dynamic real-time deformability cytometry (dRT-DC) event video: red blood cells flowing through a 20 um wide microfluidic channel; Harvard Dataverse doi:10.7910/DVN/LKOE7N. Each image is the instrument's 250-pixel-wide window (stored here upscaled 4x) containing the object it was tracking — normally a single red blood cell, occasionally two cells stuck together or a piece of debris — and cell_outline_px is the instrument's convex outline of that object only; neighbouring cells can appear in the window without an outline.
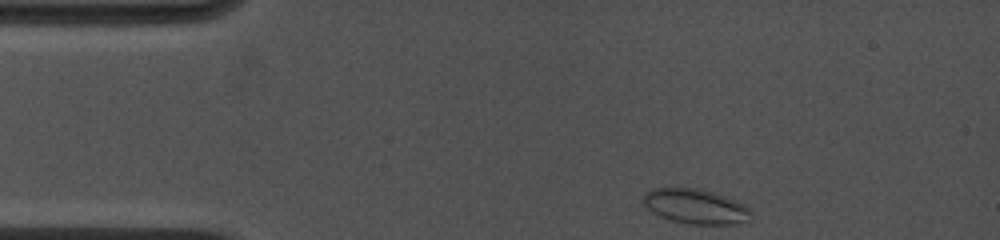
{"species": "common noctule bat (a hibernating species)", "species_latin": "Nyctalus noctula", "temperature_condition": "cold", "stored_images_in_passage": 35, "camera_frame_rate_fps": 4500, "um_per_image_px": 0.085, "animal": {"sex": "female", "body_mass_g": 19.0, "forearm_length_mm": 53.3}, "frame": {"image": 1, "passage_image": 1, "time_ms": 0.0, "image_size_px": [1000, 240], "cell_outline_px": [[752, 220], [732, 224], [692, 224], [672, 220], [660, 216], [648, 208], [644, 204], [644, 196], [652, 188], [700, 188], [736, 200], [744, 204], [748, 208]], "centroid_in_image_um": [59.15, 17.54], "position_along_channel_um": 25.8, "area_um2": 21.56}}
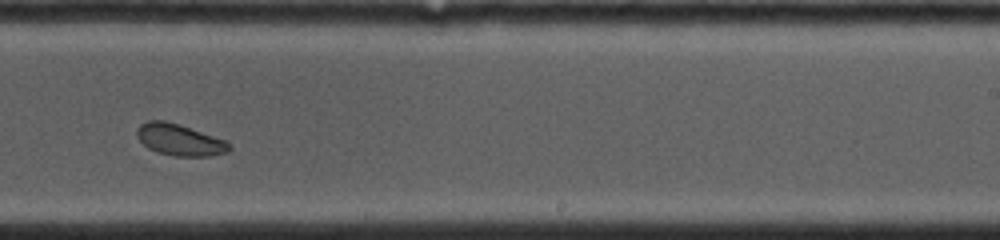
{"frame": {"image": 2, "passage_image": 20, "time_ms": 7.778, "image_size_px": [1000, 240], "cell_outline_px": [[232, 148], [228, 152], [212, 156], [172, 156], [156, 152], [148, 148], [136, 136], [136, 128], [140, 124], [148, 120], [164, 120], [180, 124], [228, 140], [232, 144]], "centroid_in_image_um": [15.31, 11.88], "position_along_channel_um": 273.7, "area_um2": 17.46}}
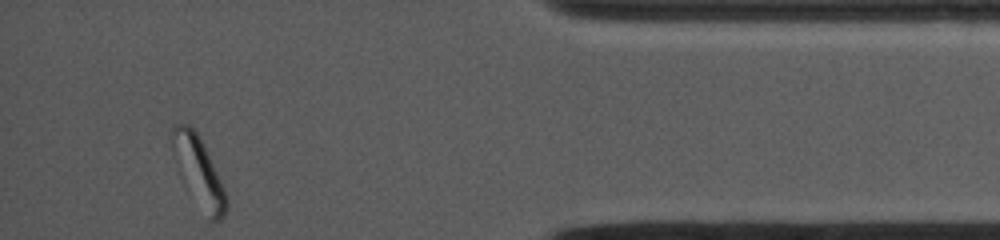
{"frame": {"image": 3, "passage_image": 35, "time_ms": 12.222, "image_size_px": [1000, 240], "cell_outline_px": [[228, 208], [224, 216], [220, 220], [212, 224], [208, 224], [172, 148], [172, 128], [176, 124], [188, 124], [200, 136], [228, 192]], "centroid_in_image_um": [17.03, 14.67], "position_along_channel_um": 418.2, "area_um2": 21.27}, "authors_computed_cell_mechanics": {"area_um2": 18.3226, "velocity_mm_per_s": 3.943, "shape_relaxation_time_tau1_ms": 5.8731, "shape_relaxation_time_tau2_ms": 5.5925, "deformation_change_tau1": 0.0916, "deformation_change_tau2": 0.0784}}